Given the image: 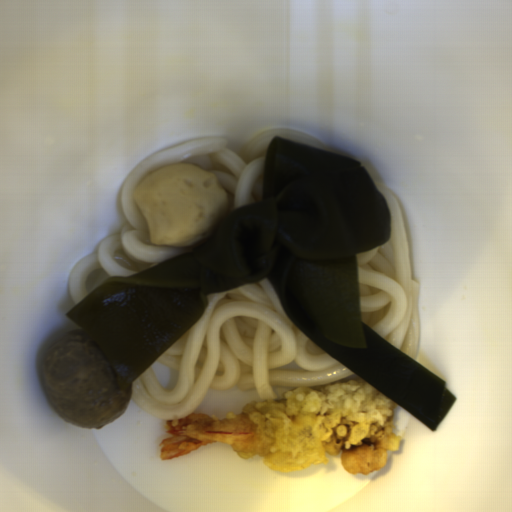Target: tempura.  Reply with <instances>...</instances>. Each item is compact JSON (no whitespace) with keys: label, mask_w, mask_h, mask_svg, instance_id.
Listing matches in <instances>:
<instances>
[{"label":"tempura","mask_w":512,"mask_h":512,"mask_svg":"<svg viewBox=\"0 0 512 512\" xmlns=\"http://www.w3.org/2000/svg\"><path fill=\"white\" fill-rule=\"evenodd\" d=\"M398 404L361 377L320 388L299 387L277 398L245 402L240 414L193 412L165 421L160 458L170 459L203 445L225 442L238 457H261L282 472L328 464L341 454L348 474L368 476L399 451L393 431Z\"/></svg>","instance_id":"8679c707"}]
</instances>
